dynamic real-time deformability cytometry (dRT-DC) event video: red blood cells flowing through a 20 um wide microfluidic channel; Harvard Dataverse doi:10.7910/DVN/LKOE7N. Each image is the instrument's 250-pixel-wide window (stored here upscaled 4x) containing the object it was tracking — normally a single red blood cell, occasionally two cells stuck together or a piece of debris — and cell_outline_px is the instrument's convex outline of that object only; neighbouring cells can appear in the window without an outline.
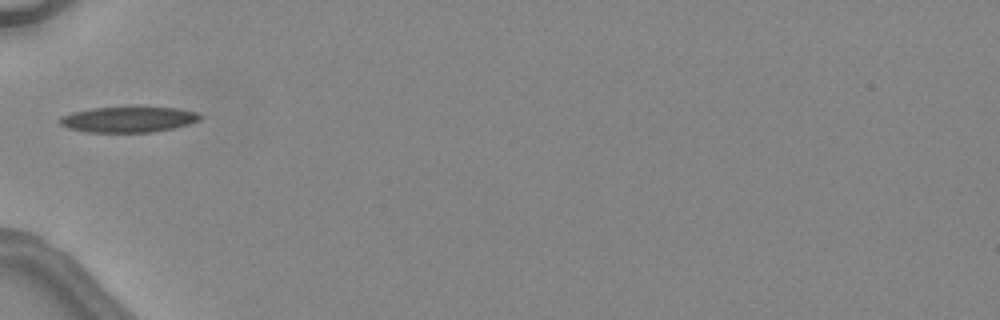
{"species": "common noctule bat (a hibernating species)", "species_latin": "Nyctalus noctula", "temperature_condition": "warm", "stored_images_in_passage": 1, "camera_frame_rate_fps": 3000, "um_per_image_px": 0.085, "animal": {"sex": "female", "body_mass_g": 24.6, "forearm_length_mm": 56.2}, "frame": {"image": 1, "passage_image": 1, "time_ms": 0.0, "image_size_px": [1000, 320], "cell_outline_px": [[200, 120], [188, 124], [172, 128], [152, 132], [84, 132], [68, 128], [60, 124], [56, 120], [60, 116], [72, 112], [92, 108], [176, 108], [196, 112], [200, 116]], "centroid_in_image_um": [10.83, 10.17], "position_along_channel_um": 74.2, "area_um2": 20.69}}